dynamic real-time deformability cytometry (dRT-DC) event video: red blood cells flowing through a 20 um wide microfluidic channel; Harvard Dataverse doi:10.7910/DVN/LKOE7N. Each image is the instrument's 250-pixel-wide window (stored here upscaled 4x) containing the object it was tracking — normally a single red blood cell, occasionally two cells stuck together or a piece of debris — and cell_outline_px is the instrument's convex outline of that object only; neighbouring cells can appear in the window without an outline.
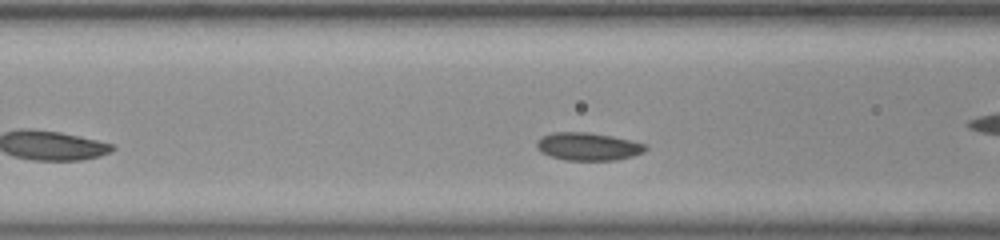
{"species": "common noctule bat (a hibernating species)", "species_latin": "Nyctalus noctula", "temperature_condition": "room temperature", "stored_images_in_passage": 29, "camera_frame_rate_fps": 3000, "um_per_image_px": 0.085, "animal": {"sex": "female", "body_mass_g": 23.0, "forearm_length_mm": 53.4}, "frame": {"image": 1, "passage_image": 9, "time_ms": 2.667, "image_size_px": [1000, 240], "cell_outline_px": [[648, 148], [644, 152], [632, 156], [616, 160], [564, 160], [540, 152], [536, 148], [536, 140], [540, 136], [552, 132], [588, 132], [612, 136], [632, 140], [648, 144]], "centroid_in_image_um": [49.98, 12.44], "position_along_channel_um": 116.6, "area_um2": 17.92}}
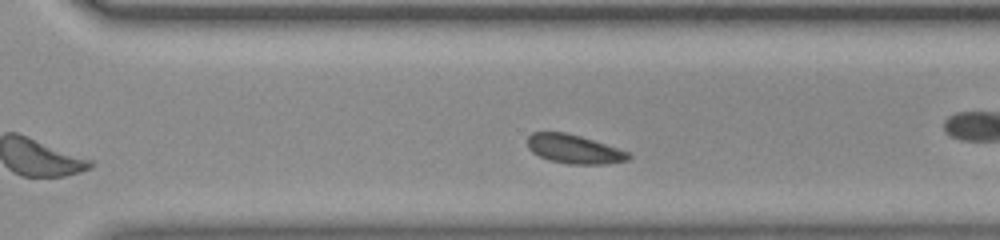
{"frame": {"image": 2, "passage_image": 25, "time_ms": 8.0, "image_size_px": [1000, 240], "cell_outline_px": [[632, 156], [628, 160], [604, 164], [568, 164], [548, 160], [532, 152], [528, 148], [528, 136], [532, 132], [564, 132], [580, 136], [628, 152]], "centroid_in_image_um": [48.76, 12.68], "position_along_channel_um": 321.8, "area_um2": 16.82}, "authors_computed_cell_mechanics": {"area_um2": 17.2244, "velocity_mm_per_s": 3.8523, "shape_relaxation_time_tau1_ms": null, "shape_relaxation_time_tau2_ms": 2.6426, "deformation_change_tau1": null, "deformation_change_tau2": 0.0431}}